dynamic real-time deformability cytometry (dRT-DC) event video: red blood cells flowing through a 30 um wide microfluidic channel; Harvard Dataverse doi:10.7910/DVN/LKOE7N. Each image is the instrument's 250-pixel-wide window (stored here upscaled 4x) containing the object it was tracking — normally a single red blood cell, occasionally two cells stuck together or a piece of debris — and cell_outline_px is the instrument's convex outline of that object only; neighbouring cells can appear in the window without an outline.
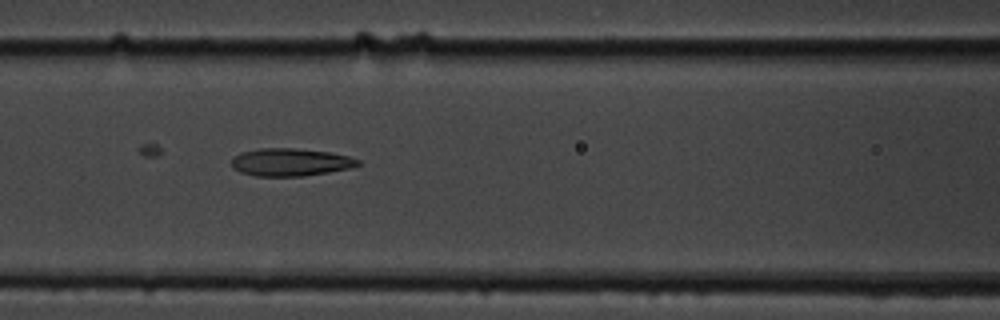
{"species": "common noctule bat (a hibernating species)", "species_latin": "Nyctalus noctula", "temperature_condition": "cold", "stored_images_in_passage": 11, "camera_frame_rate_fps": 3000, "um_per_image_px": 0.085, "animal": {"sex": "male", "body_mass_g": 19.5, "forearm_length_mm": 54.6}, "frame": {"image": 1, "passage_image": 7, "time_ms": 7.667, "image_size_px": [1000, 320], "cell_outline_px": [[360, 164], [352, 168], [304, 176], [256, 176], [240, 172], [232, 168], [232, 156], [240, 152], [260, 148], [296, 148], [328, 152], [348, 156], [360, 160]], "centroid_in_image_um": [24.66, 13.78], "position_along_channel_um": 141.9, "area_um2": 20.52}}
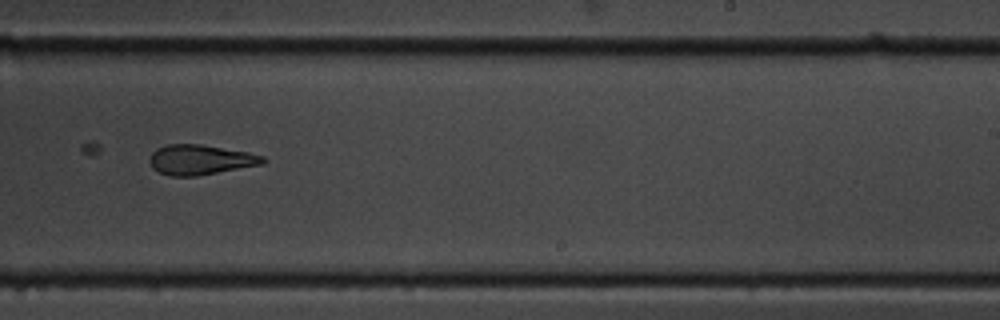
{"frame": {"image": 2, "passage_image": 10, "time_ms": 11.333, "image_size_px": [1000, 320], "cell_outline_px": [[268, 160], [264, 164], [196, 176], [172, 176], [160, 172], [152, 168], [148, 160], [152, 152], [156, 148], [164, 144], [200, 144], [248, 152], [264, 156]], "centroid_in_image_um": [17.03, 13.57], "position_along_channel_um": 272.0, "area_um2": 19.94}}
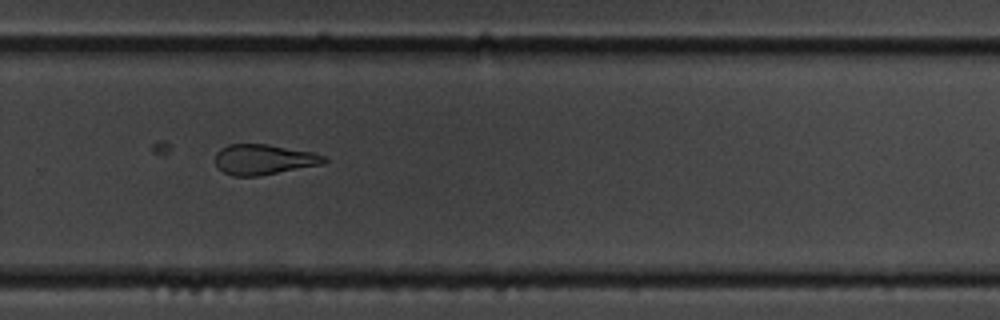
{"frame": {"image": 3, "passage_image": 11, "time_ms": 12.333, "image_size_px": [1000, 320], "cell_outline_px": [[328, 160], [324, 164], [260, 176], [232, 176], [224, 172], [216, 164], [216, 152], [220, 148], [228, 144], [268, 144], [312, 152], [324, 156]], "centroid_in_image_um": [22.43, 13.56], "position_along_channel_um": 307.4, "area_um2": 19.31}}